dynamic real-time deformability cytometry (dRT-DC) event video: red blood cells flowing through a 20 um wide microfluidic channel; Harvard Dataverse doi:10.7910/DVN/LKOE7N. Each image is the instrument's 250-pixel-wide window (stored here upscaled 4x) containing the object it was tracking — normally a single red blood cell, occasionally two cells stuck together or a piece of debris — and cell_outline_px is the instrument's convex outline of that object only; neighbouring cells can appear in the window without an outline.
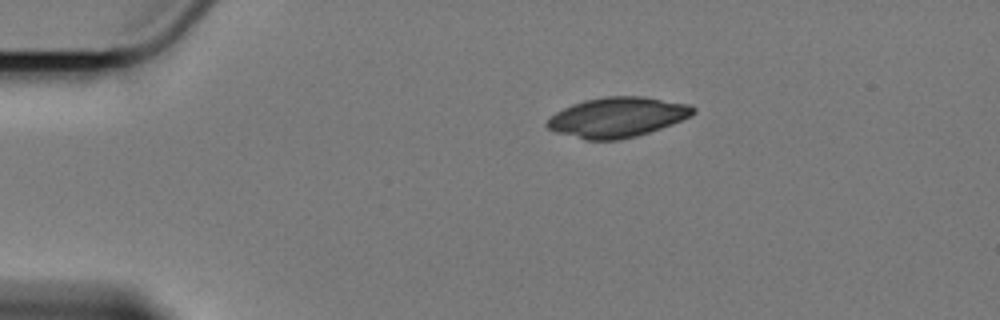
{"species": "Egyptian fruit bat (a non-hibernating species)", "species_latin": "Rousettus aegyptiacus", "temperature_condition": "cold", "stored_images_in_passage": 48, "camera_frame_rate_fps": 3000, "um_per_image_px": 0.085, "animal": {"sex": "female"}, "frame": {"image": 1, "passage_image": 1, "time_ms": 0.0, "image_size_px": [1000, 320], "cell_outline_px": [[696, 112], [692, 116], [672, 124], [636, 136], [616, 140], [584, 140], [556, 132], [548, 128], [544, 124], [556, 112], [572, 104], [584, 100], [604, 96], [644, 96], [692, 104], [696, 108]], "centroid_in_image_um": [52.5, 9.95], "position_along_channel_um": 32.5, "area_um2": 34.22}}
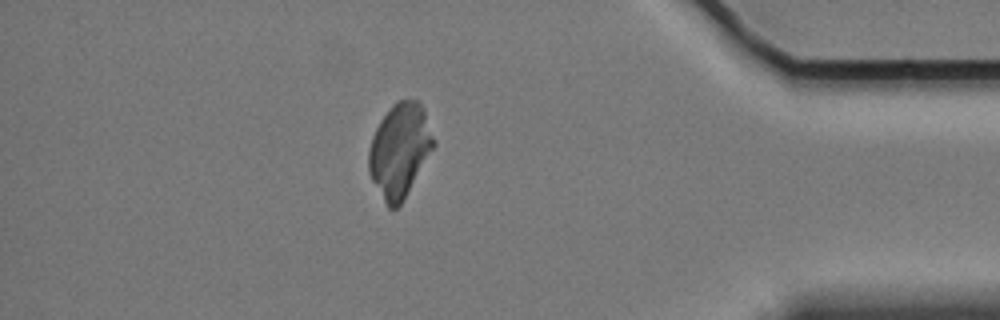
{"frame": {"image": 2, "passage_image": 41, "time_ms": 13.333, "image_size_px": [1000, 320], "cell_outline_px": [[436, 144], [404, 200], [396, 208], [388, 208], [372, 180], [368, 172], [368, 148], [372, 136], [380, 120], [392, 104], [396, 100], [420, 100], [436, 140]], "centroid_in_image_um": [33.98, 12.76], "position_along_channel_um": 401.2, "area_um2": 35.72}}